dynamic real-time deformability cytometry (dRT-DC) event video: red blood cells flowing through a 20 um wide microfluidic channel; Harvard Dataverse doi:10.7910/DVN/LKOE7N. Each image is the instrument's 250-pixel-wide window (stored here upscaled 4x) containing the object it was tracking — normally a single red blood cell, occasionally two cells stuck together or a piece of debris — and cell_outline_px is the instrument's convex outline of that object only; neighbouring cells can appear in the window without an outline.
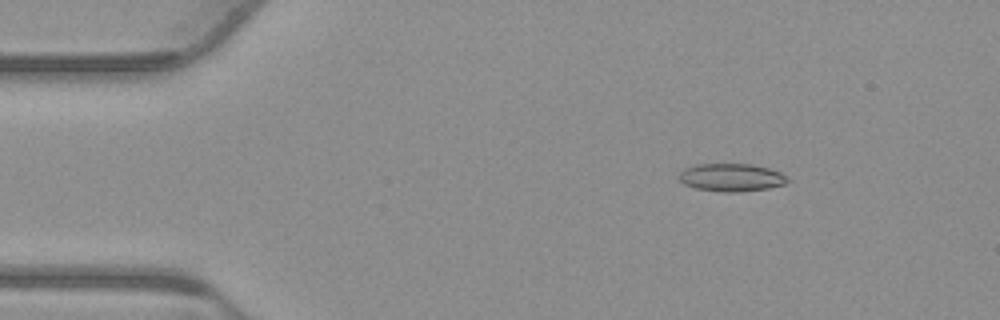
{"species": "common noctule bat (a hibernating species)", "species_latin": "Nyctalus noctula", "temperature_condition": "warm", "stored_images_in_passage": 54, "camera_frame_rate_fps": 3000, "um_per_image_px": 0.085, "animal": {"sex": "male", "body_mass_g": 23.1, "forearm_length_mm": 52.7}, "frame": {"image": 1, "passage_image": 8, "time_ms": 2.333, "image_size_px": [1000, 320], "cell_outline_px": [[788, 180], [784, 184], [768, 188], [740, 192], [724, 192], [696, 188], [684, 184], [676, 176], [680, 172], [696, 164], [752, 164], [768, 168], [780, 172]], "centroid_in_image_um": [62.14, 15.08], "position_along_channel_um": 22.9, "area_um2": 17.46}}
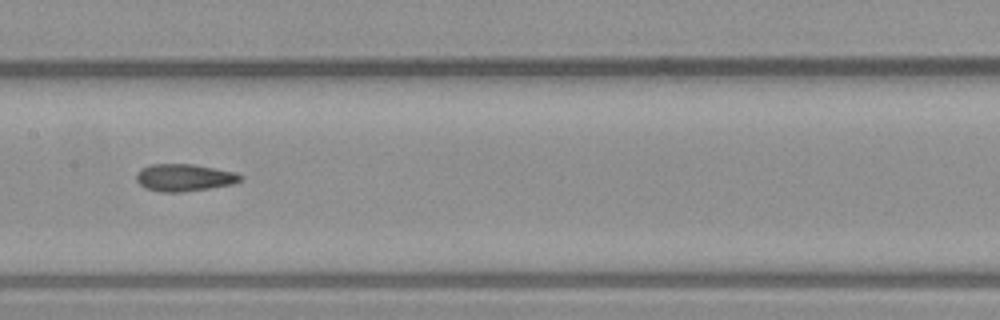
{"frame": {"image": 2, "passage_image": 27, "time_ms": 8.667, "image_size_px": [1000, 320], "cell_outline_px": [[244, 176], [240, 180], [232, 184], [208, 188], [180, 192], [164, 192], [144, 188], [136, 180], [136, 172], [140, 168], [152, 164], [192, 164], [236, 172]], "centroid_in_image_um": [15.63, 15.08], "position_along_channel_um": 191.8, "area_um2": 16.47}}
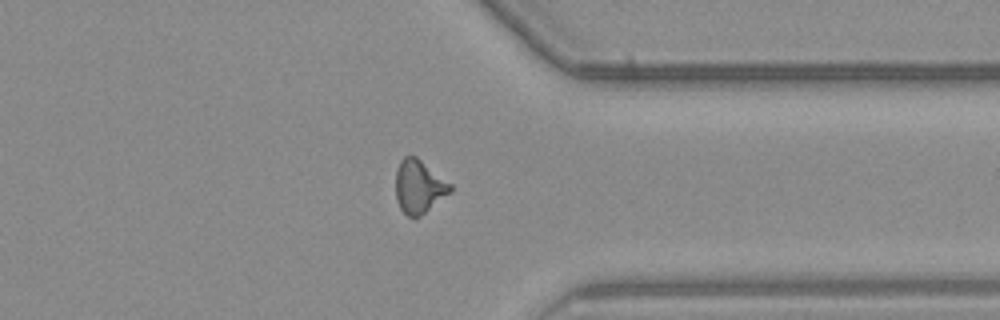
{"frame": {"image": 3, "passage_image": 42, "time_ms": 13.667, "image_size_px": [1000, 320], "cell_outline_px": [[452, 192], [420, 216], [408, 216], [400, 208], [396, 200], [396, 168], [400, 160], [404, 156], [416, 156], [452, 184]], "centroid_in_image_um": [35.62, 15.85], "position_along_channel_um": 375.8, "area_um2": 16.99}, "authors_computed_cell_mechanics": {"area_um2": 16.5886, "velocity_mm_per_s": 3.8129, "shape_relaxation_time_tau1_ms": null, "shape_relaxation_time_tau2_ms": 2.9552, "deformation_change_tau1": null, "deformation_change_tau2": 0.1065}}